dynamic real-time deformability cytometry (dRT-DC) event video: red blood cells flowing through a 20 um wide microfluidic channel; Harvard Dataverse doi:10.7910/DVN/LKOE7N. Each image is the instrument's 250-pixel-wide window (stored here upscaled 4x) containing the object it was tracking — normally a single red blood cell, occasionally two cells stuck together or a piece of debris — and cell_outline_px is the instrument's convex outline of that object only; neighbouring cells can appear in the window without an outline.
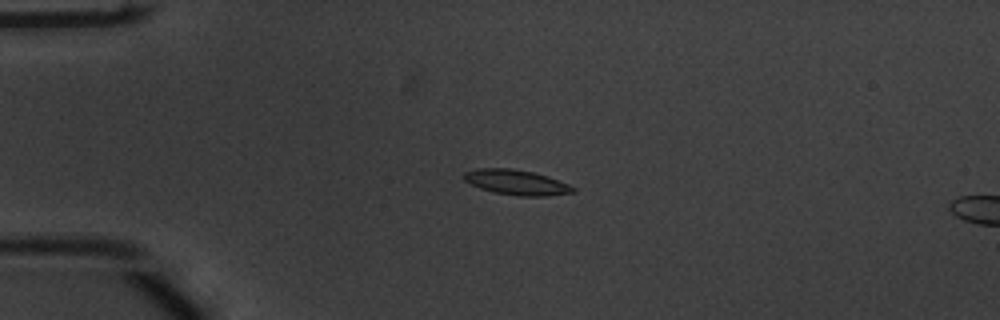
{"species": "common noctule bat (a hibernating species)", "species_latin": "Nyctalus noctula", "temperature_condition": "warm", "stored_images_in_passage": 5, "camera_frame_rate_fps": 3000, "um_per_image_px": 0.085, "animal": {"sex": "male", "body_mass_g": 20.1, "forearm_length_mm": 53.5}, "frame": {"image": 1, "passage_image": 1, "time_ms": 0.0, "image_size_px": [1000, 320], "cell_outline_px": [[576, 192], [548, 196], [520, 196], [492, 192], [480, 188], [464, 180], [464, 172], [476, 168], [508, 168], [532, 172], [548, 176], [568, 184], [576, 188]], "centroid_in_image_um": [43.91, 15.5], "position_along_channel_um": 41.1, "area_um2": 15.95}}